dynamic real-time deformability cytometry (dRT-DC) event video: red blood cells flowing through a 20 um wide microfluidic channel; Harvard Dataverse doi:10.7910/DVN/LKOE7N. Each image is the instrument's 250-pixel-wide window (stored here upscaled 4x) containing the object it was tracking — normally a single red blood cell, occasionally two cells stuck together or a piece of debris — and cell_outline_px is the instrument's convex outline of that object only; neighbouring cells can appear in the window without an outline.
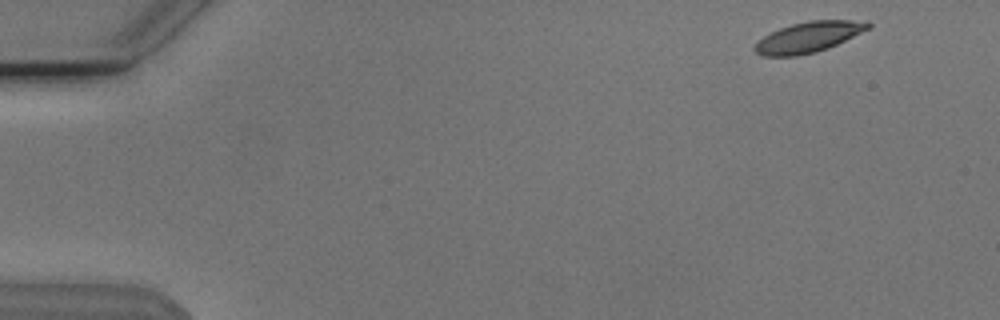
{"species": "Egyptian fruit bat (a non-hibernating species)", "species_latin": "Rousettus aegyptiacus", "temperature_condition": "cold", "stored_images_in_passage": 52, "camera_frame_rate_fps": 3000, "um_per_image_px": 0.085, "animal": {"sex": "male"}, "frame": {"image": 1, "passage_image": 2, "time_ms": 0.333, "image_size_px": [1000, 320], "cell_outline_px": [[872, 28], [828, 48], [816, 52], [796, 56], [764, 56], [756, 52], [752, 48], [764, 36], [780, 28], [792, 24], [808, 20], [868, 20], [872, 24]], "centroid_in_image_um": [68.79, 3.14], "position_along_channel_um": 16.2, "area_um2": 20.29}}
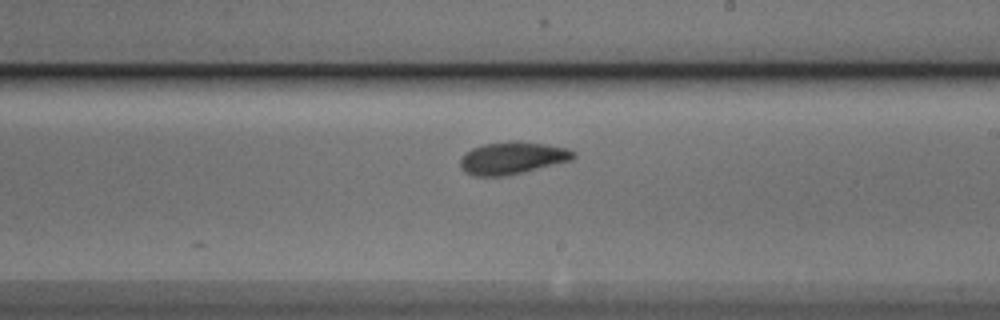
{"frame": {"image": 2, "passage_image": 30, "time_ms": 9.667, "image_size_px": [1000, 320], "cell_outline_px": [[576, 156], [572, 160], [508, 176], [472, 176], [464, 172], [460, 168], [460, 156], [464, 152], [472, 148], [484, 144], [512, 140], [516, 140], [544, 144], [568, 148], [576, 152]], "centroid_in_image_um": [43.52, 13.43], "position_along_channel_um": 245.5, "area_um2": 21.73}}
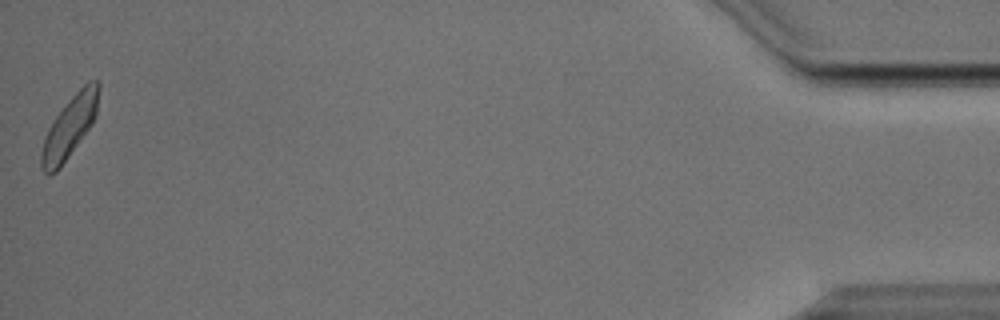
{"frame": {"image": 3, "passage_image": 52, "time_ms": 17.0, "image_size_px": [1000, 320], "cell_outline_px": [[100, 88], [96, 116], [92, 124], [60, 168], [56, 172], [48, 176], [44, 172], [40, 164], [40, 156], [44, 140], [48, 128], [56, 116], [68, 100], [88, 80], [100, 80]], "centroid_in_image_um": [5.93, 10.78], "position_along_channel_um": 429.3, "area_um2": 20.52}, "authors_computed_cell_mechanics": {"area_um2": 20.4612, "velocity_mm_per_s": 3.7616, "shape_relaxation_time_tau1_ms": 4.2033, "shape_relaxation_time_tau2_ms": 3.1654, "deformation_change_tau1": 0.1216, "deformation_change_tau2": 0.0808}}